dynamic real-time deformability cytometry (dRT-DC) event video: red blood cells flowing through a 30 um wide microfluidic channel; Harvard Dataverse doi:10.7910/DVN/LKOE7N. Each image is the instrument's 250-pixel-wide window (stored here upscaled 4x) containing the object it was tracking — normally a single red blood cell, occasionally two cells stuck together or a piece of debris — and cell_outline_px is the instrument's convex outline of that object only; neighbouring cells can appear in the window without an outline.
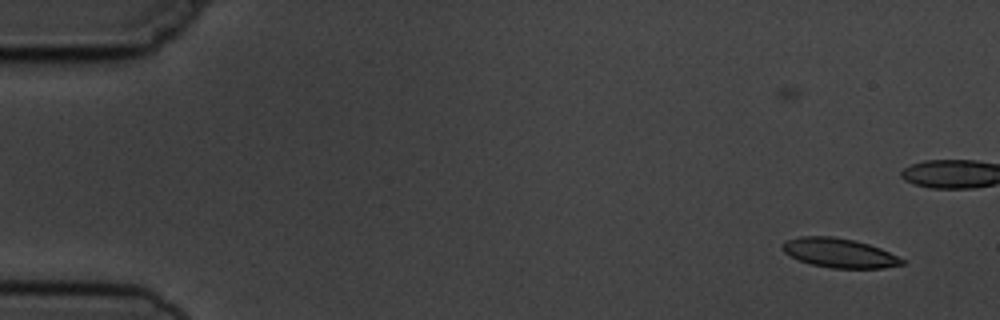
{"species": "common noctule bat (a hibernating species)", "species_latin": "Nyctalus noctula", "temperature_condition": "cold", "stored_images_in_passage": 12, "camera_frame_rate_fps": 3000, "um_per_image_px": 0.085, "animal": {"sex": "male", "body_mass_g": 19.5, "forearm_length_mm": 54.6}, "frame": {"image": 1, "passage_image": 2, "time_ms": 2.0, "image_size_px": [1000, 320], "cell_outline_px": [[904, 264], [884, 268], [832, 268], [812, 264], [800, 260], [784, 252], [780, 248], [780, 244], [784, 240], [800, 236], [832, 236], [856, 240], [880, 248], [904, 260]], "centroid_in_image_um": [71.29, 21.48], "position_along_channel_um": 13.7, "area_um2": 20.4}}
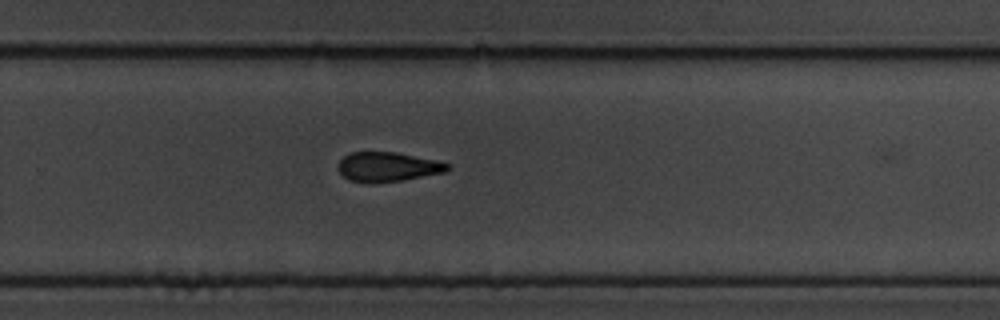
{"frame": {"image": 2, "passage_image": 12, "time_ms": 14.333, "image_size_px": [1000, 320], "cell_outline_px": [[452, 168], [448, 172], [404, 180], [348, 180], [336, 168], [340, 160], [344, 156], [352, 152], [396, 152], [436, 160], [452, 164]], "centroid_in_image_um": [33.05, 14.14], "position_along_channel_um": 296.8, "area_um2": 18.44}}